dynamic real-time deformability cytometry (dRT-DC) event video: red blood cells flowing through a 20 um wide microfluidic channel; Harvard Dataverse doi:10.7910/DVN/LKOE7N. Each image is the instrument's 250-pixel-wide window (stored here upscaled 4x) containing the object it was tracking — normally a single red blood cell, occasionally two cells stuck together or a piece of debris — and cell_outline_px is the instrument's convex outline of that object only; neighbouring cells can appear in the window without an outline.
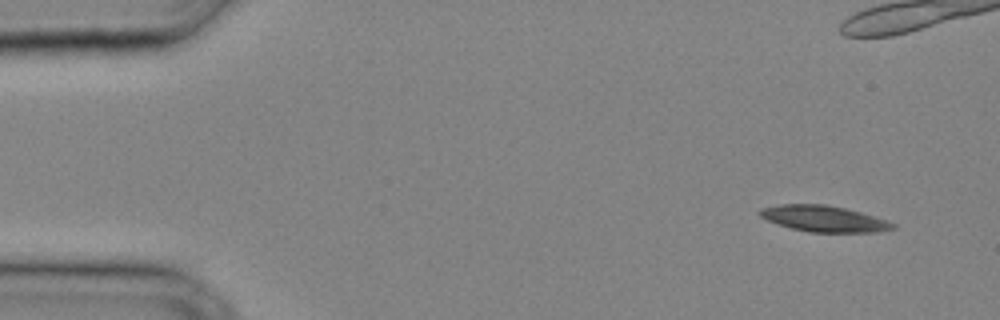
{"species": "common noctule bat (a hibernating species)", "species_latin": "Nyctalus noctula", "temperature_condition": "cold", "stored_images_in_passage": 29, "camera_frame_rate_fps": 3000, "um_per_image_px": 0.085, "animal": {"sex": "male", "body_mass_g": 20.4}, "frame": {"image": 1, "passage_image": 1, "time_ms": 0.0, "image_size_px": [1000, 320], "cell_outline_px": [[896, 228], [880, 232], [808, 232], [776, 224], [760, 216], [756, 212], [760, 208], [780, 204], [828, 204], [860, 212], [896, 224]], "centroid_in_image_um": [69.99, 18.59], "position_along_channel_um": 15.0, "area_um2": 20.23}}